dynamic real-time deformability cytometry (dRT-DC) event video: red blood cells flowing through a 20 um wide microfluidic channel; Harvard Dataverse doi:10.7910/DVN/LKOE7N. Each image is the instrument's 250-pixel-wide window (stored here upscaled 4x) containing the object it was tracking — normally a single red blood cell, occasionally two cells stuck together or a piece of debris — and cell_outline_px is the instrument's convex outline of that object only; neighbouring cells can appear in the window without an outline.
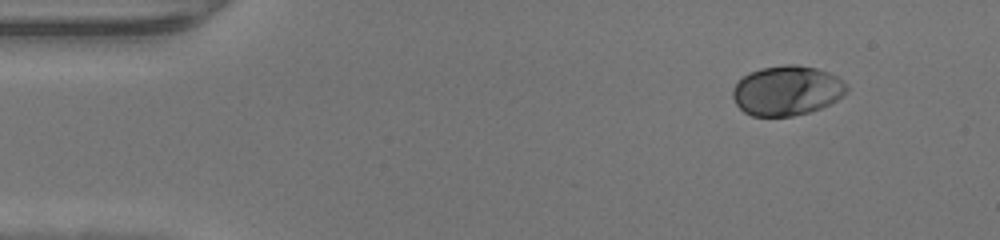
{"species": "human", "species_latin": "Homo sapiens", "temperature_condition": "warm", "stored_images_in_passage": 43, "camera_frame_rate_fps": 3000, "um_per_image_px": 0.085, "donor": {"sex": "male"}, "frame": {"image": 1, "passage_image": 1, "time_ms": 0.0, "image_size_px": [1000, 240], "cell_outline_px": [[848, 88], [836, 100], [820, 108], [808, 112], [792, 116], [752, 116], [744, 112], [736, 104], [732, 96], [732, 88], [744, 76], [760, 68], [784, 64], [796, 64], [816, 68], [828, 72], [836, 76]], "centroid_in_image_um": [66.84, 7.7], "position_along_channel_um": 18.2, "area_um2": 32.71}}
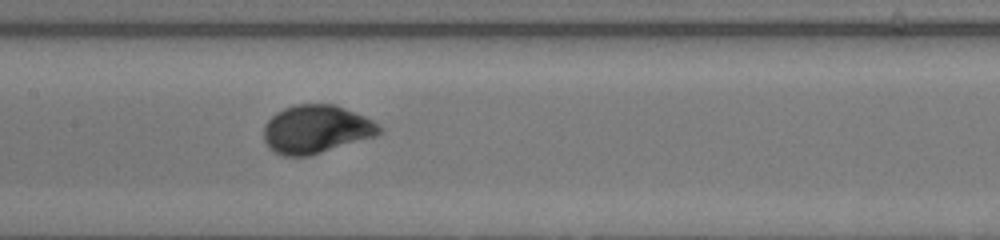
{"frame": {"image": 2, "passage_image": 19, "time_ms": 6.0, "image_size_px": [1000, 240], "cell_outline_px": [[384, 128], [376, 136], [308, 156], [284, 156], [268, 148], [264, 140], [264, 124], [276, 112], [284, 108], [296, 104], [332, 104], [344, 108], [364, 116], [372, 120]], "centroid_in_image_um": [26.86, 10.98], "position_along_channel_um": 180.5, "area_um2": 32.37}}
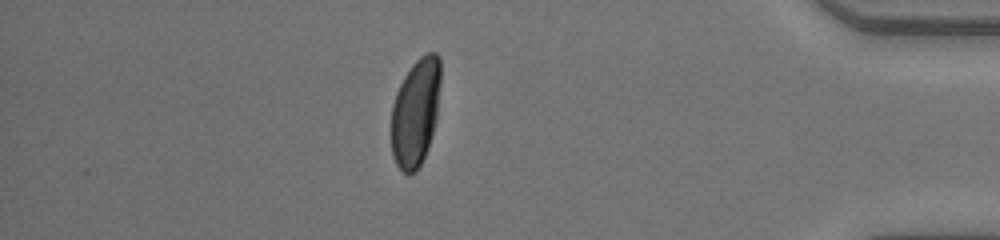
{"frame": {"image": 3, "passage_image": 37, "time_ms": 12.0, "image_size_px": [1000, 240], "cell_outline_px": [[440, 84], [436, 120], [432, 136], [428, 148], [416, 172], [408, 176], [396, 164], [392, 156], [392, 104], [396, 92], [404, 76], [412, 64], [424, 52], [436, 52], [440, 56]], "centroid_in_image_um": [35.33, 9.53], "position_along_channel_um": 399.9, "area_um2": 31.21}}